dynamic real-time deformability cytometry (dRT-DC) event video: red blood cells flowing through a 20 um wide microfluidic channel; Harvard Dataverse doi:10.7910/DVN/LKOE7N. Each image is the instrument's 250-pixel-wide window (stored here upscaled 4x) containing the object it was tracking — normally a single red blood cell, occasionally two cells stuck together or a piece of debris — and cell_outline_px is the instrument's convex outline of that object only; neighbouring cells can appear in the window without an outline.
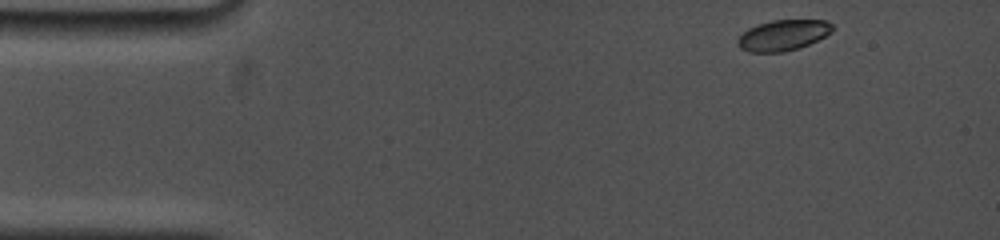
{"species": "common noctule bat (a hibernating species)", "species_latin": "Nyctalus noctula", "temperature_condition": "cold", "stored_images_in_passage": 36, "camera_frame_rate_fps": 5000, "um_per_image_px": 0.085, "animal": {"sex": "female", "body_mass_g": 19.0, "forearm_length_mm": 53.3}, "frame": {"image": 1, "passage_image": 1, "time_ms": 0.0, "image_size_px": [1000, 240], "cell_outline_px": [[832, 32], [800, 48], [784, 52], [748, 52], [740, 48], [736, 44], [736, 40], [748, 28], [772, 20], [824, 20], [832, 24]], "centroid_in_image_um": [66.53, 3.0], "position_along_channel_um": 18.5, "area_um2": 16.88}}
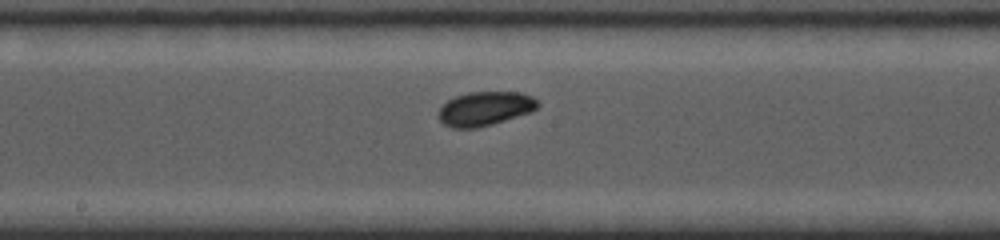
{"frame": {"image": 2, "passage_image": 19, "time_ms": 1007.4, "image_size_px": [1000, 240], "cell_outline_px": [[540, 104], [532, 112], [492, 124], [476, 128], [452, 128], [444, 124], [436, 116], [440, 108], [448, 100], [456, 96], [468, 92], [520, 92], [532, 96]], "centroid_in_image_um": [41.22, 9.23], "position_along_channel_um": 207.0, "area_um2": 19.77}}
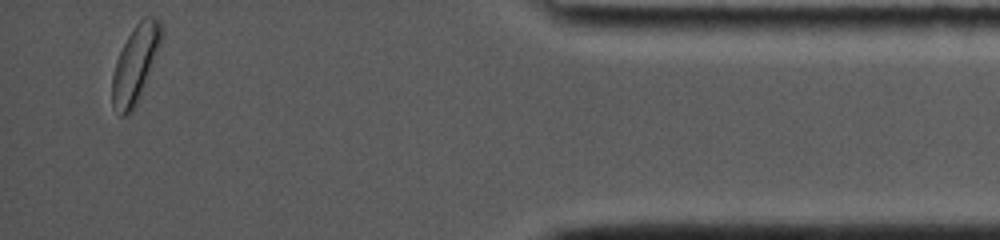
{"frame": {"image": 3, "passage_image": 36, "time_ms": 1014.4, "image_size_px": [1000, 240], "cell_outline_px": [[164, 32], [160, 44], [136, 104], [132, 112], [124, 116], [120, 116], [112, 108], [112, 76], [116, 60], [128, 36], [136, 24], [144, 16], [152, 16], [160, 20]], "centroid_in_image_um": [11.49, 5.43], "position_along_channel_um": 423.7, "area_um2": 21.73}, "authors_computed_cell_mechanics": {"area_um2": 18.8428, "velocity_mm_per_s": 3.7028, "shape_relaxation_time_tau1_ms": 3.0506, "shape_relaxation_time_tau2_ms": null, "deformation_change_tau1": 0.1097, "deformation_change_tau2": null}}